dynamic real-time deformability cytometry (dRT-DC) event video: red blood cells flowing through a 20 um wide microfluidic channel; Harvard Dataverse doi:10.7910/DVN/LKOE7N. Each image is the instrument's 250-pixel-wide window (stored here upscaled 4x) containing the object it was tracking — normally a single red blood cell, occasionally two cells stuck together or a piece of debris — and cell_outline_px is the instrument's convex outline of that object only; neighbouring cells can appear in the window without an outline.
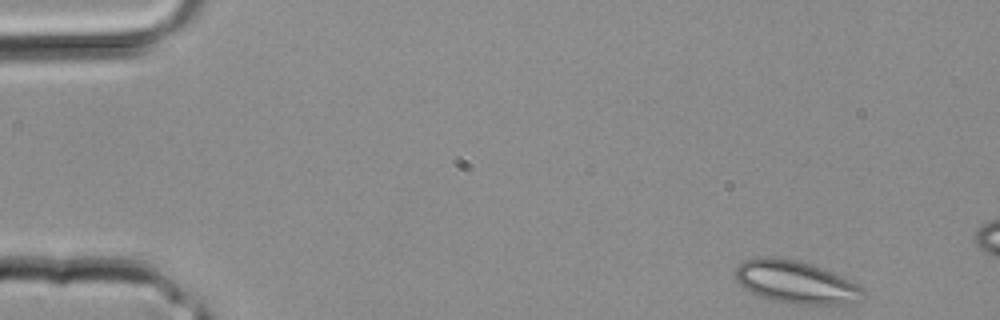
{"species": "common noctule bat (a hibernating species)", "species_latin": "Nyctalus noctula", "temperature_condition": "room temperature", "stored_images_in_passage": 3, "segment_of_instrument_passage": [2, 2], "camera_frame_rate_fps": 3000, "um_per_image_px": 0.085, "animal": {"sex": "male", "body_mass_g": 20.4}, "frame": {"image": 1, "passage_image": 3, "time_ms": 0.667, "image_size_px": [1000, 320], "cell_outline_px": [[864, 292], [860, 300], [852, 304], [788, 304], [772, 300], [760, 296], [744, 288], [736, 280], [736, 268], [744, 260], [756, 256], [772, 256], [796, 260], [812, 264], [824, 268], [864, 288]], "centroid_in_image_um": [67.63, 23.98], "position_along_channel_um": 17.4, "area_um2": 31.85}}